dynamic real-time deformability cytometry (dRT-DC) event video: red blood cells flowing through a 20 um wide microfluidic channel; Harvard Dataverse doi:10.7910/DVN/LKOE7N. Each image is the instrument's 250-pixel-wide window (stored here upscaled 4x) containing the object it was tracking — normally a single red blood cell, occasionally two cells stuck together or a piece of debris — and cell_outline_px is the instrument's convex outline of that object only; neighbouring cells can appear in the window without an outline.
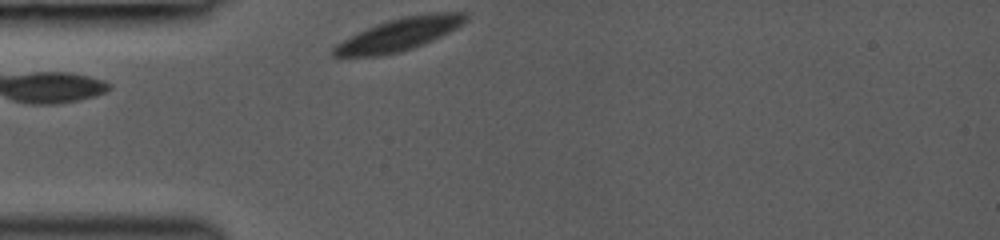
{"species": "common noctule bat (a hibernating species)", "species_latin": "Nyctalus noctula", "temperature_condition": "room temperature", "stored_images_in_passage": 29, "camera_frame_rate_fps": 3000, "um_per_image_px": 0.085, "animal": {"sex": "female", "body_mass_g": 19.0, "forearm_length_mm": 53.3}, "frame": {"image": 1, "passage_image": 1, "time_ms": 0.0, "image_size_px": [1000, 240], "cell_outline_px": [[468, 20], [456, 28], [432, 40], [412, 48], [400, 52], [376, 56], [332, 56], [328, 52], [336, 44], [376, 24], [388, 20], [404, 16], [432, 12], [464, 12], [468, 16]], "centroid_in_image_um": [33.93, 2.92], "position_along_channel_um": 51.1, "area_um2": 24.8}}
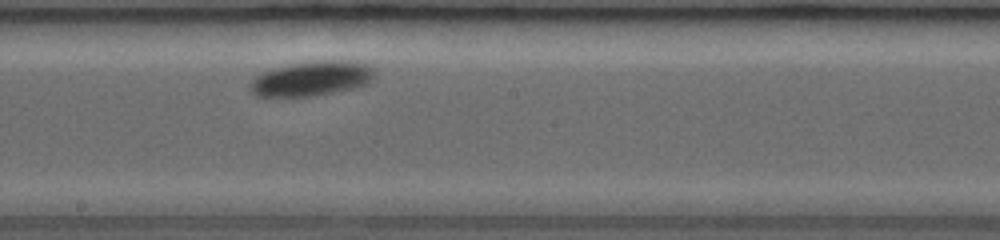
{"frame": {"image": 2, "passage_image": 15, "time_ms": 4.667, "image_size_px": [1000, 240], "cell_outline_px": [[376, 68], [372, 80], [368, 84], [356, 88], [312, 96], [256, 96], [248, 88], [248, 84], [260, 72], [272, 68], [292, 64], [320, 60], [344, 60], [364, 64]], "centroid_in_image_um": [26.49, 6.68], "position_along_channel_um": 221.7, "area_um2": 25.37}}
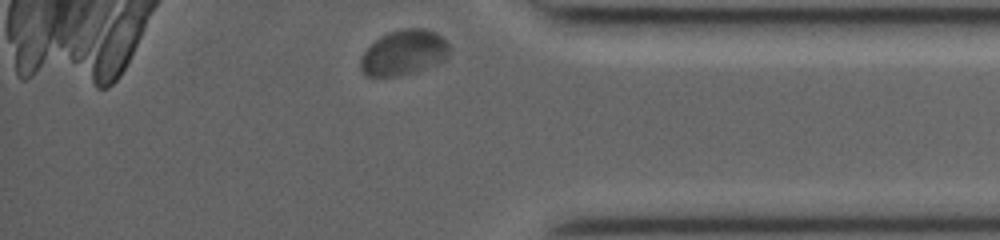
{"frame": {"image": 3, "passage_image": 29, "time_ms": 9.333, "image_size_px": [1000, 240], "cell_outline_px": [[448, 56], [444, 60], [436, 64], [416, 72], [400, 76], [364, 76], [360, 68], [360, 56], [380, 36], [388, 32], [404, 28], [424, 28], [436, 32], [448, 44]], "centroid_in_image_um": [34.3, 4.48], "position_along_channel_um": 400.9, "area_um2": 23.47}, "authors_computed_cell_mechanics": {"area_um2": 25.143, "velocity_mm_per_s": 3.8986, "shape_relaxation_time_tau1_ms": 1.6645, "shape_relaxation_time_tau2_ms": null, "deformation_change_tau1": 0.0607, "deformation_change_tau2": null}}